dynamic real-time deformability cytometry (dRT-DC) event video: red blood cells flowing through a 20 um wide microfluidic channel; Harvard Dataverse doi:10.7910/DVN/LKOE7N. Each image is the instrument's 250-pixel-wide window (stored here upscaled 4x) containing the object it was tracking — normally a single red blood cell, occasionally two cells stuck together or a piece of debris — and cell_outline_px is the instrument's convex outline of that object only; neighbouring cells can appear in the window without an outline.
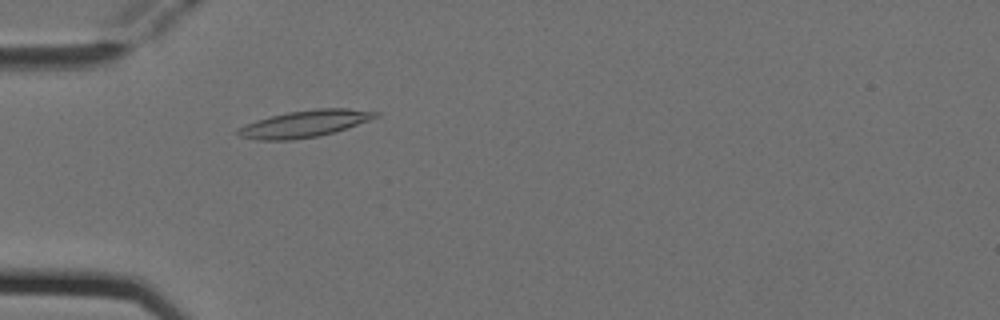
{"species": "Egyptian fruit bat (a non-hibernating species)", "species_latin": "Rousettus aegyptiacus", "temperature_condition": "cold", "stored_images_in_passage": 2, "camera_frame_rate_fps": 3000, "um_per_image_px": 0.085, "animal": {"sex": "female"}, "frame": {"image": 1, "passage_image": 2, "time_ms": 0.333, "image_size_px": [1000, 320], "cell_outline_px": [[380, 116], [336, 132], [320, 136], [292, 140], [256, 140], [240, 136], [236, 132], [236, 128], [244, 124], [256, 120], [288, 112], [316, 108], [348, 108], [380, 112]], "centroid_in_image_um": [25.9, 10.52], "position_along_channel_um": 59.1, "area_um2": 21.73}}